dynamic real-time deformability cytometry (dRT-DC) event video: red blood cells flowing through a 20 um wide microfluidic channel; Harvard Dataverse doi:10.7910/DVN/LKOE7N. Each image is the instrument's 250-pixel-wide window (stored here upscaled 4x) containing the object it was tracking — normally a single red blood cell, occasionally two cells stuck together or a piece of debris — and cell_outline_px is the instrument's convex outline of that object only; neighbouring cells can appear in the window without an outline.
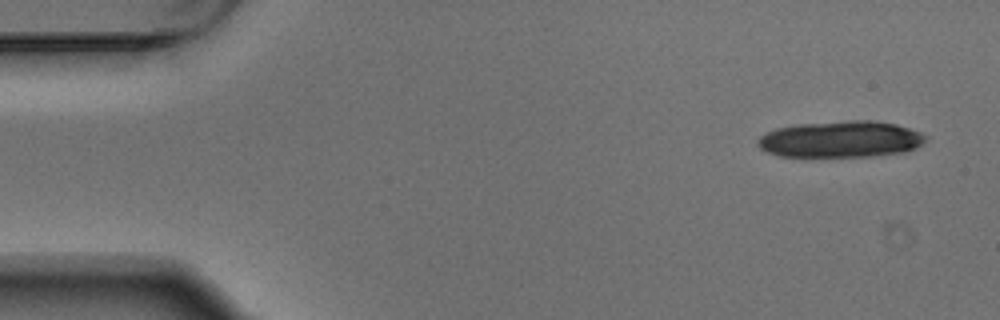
{"species": "Egyptian fruit bat (a non-hibernating species)", "species_latin": "Rousettus aegyptiacus", "temperature_condition": "warm", "stored_images_in_passage": 9, "camera_frame_rate_fps": 3000, "um_per_image_px": 0.085, "animal": {"sex": "male"}, "frame": {"image": 1, "passage_image": 1, "time_ms": 0.0, "image_size_px": [1000, 320], "cell_outline_px": [[928, 140], [904, 152], [872, 156], [780, 156], [768, 152], [760, 148], [756, 144], [756, 140], [760, 136], [776, 128], [796, 124], [852, 120], [872, 120], [896, 124], [920, 132], [928, 136]], "centroid_in_image_um": [71.45, 11.83], "position_along_channel_um": 13.5, "area_um2": 35.6}}
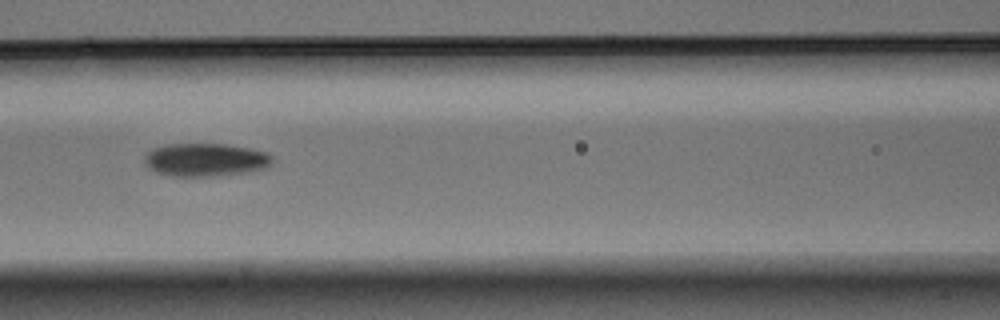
{"frame": {"image": 2, "passage_image": 7, "time_ms": 2.0, "image_size_px": [1000, 320], "cell_outline_px": [[272, 164], [268, 168], [244, 172], [216, 176], [168, 176], [156, 172], [148, 168], [144, 164], [144, 156], [152, 148], [168, 144], [224, 144], [252, 148], [268, 152], [272, 156]], "centroid_in_image_um": [17.47, 13.58], "position_along_channel_um": 149.1, "area_um2": 24.97}}
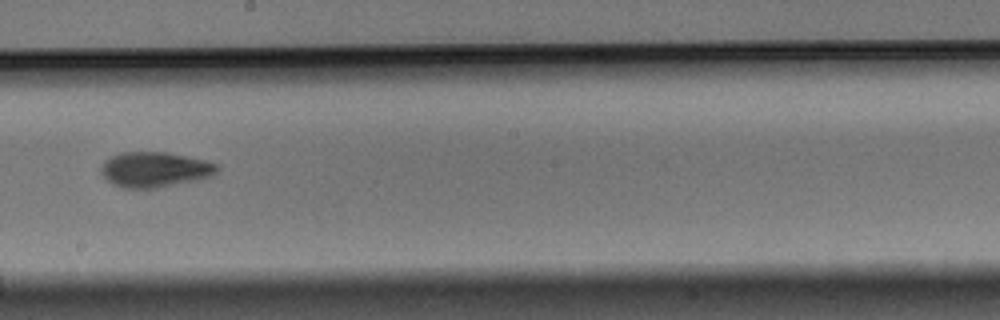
{"frame": {"image": 3, "passage_image": 9, "time_ms": 2.667, "image_size_px": [1000, 320], "cell_outline_px": [[220, 168], [216, 176], [156, 188], [124, 188], [112, 184], [100, 172], [100, 168], [104, 160], [108, 156], [120, 152], [168, 152], [208, 160], [220, 164]], "centroid_in_image_um": [13.2, 14.39], "position_along_channel_um": 235.0, "area_um2": 24.39}}